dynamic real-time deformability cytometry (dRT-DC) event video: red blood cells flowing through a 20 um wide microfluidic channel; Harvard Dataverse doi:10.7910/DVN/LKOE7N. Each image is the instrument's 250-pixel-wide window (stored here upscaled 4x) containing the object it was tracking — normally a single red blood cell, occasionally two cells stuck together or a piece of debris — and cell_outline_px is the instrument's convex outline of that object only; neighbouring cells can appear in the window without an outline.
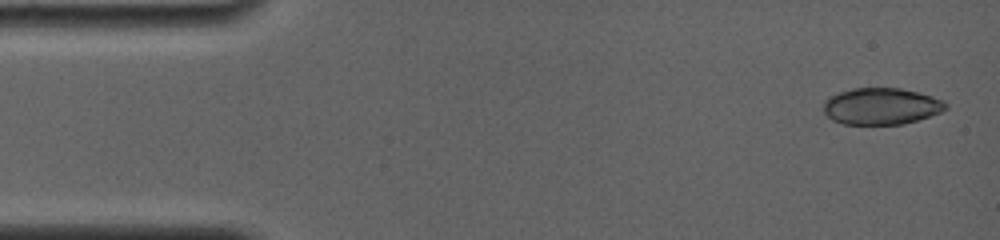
{"species": "common noctule bat (a hibernating species)", "species_latin": "Nyctalus noctula", "temperature_condition": "room temperature", "stored_images_in_passage": 3, "camera_frame_rate_fps": 4000, "um_per_image_px": 0.085, "animal": {"sex": "female", "body_mass_g": 19.0, "forearm_length_mm": 56.7}, "frame": {"image": 1, "passage_image": 1, "time_ms": 0.0, "image_size_px": [1000, 240], "cell_outline_px": [[948, 108], [940, 112], [904, 124], [844, 124], [832, 120], [824, 112], [824, 100], [828, 96], [852, 88], [900, 88], [932, 96], [944, 100], [948, 104]], "centroid_in_image_um": [74.9, 9.02], "position_along_channel_um": 10.1, "area_um2": 26.07}}